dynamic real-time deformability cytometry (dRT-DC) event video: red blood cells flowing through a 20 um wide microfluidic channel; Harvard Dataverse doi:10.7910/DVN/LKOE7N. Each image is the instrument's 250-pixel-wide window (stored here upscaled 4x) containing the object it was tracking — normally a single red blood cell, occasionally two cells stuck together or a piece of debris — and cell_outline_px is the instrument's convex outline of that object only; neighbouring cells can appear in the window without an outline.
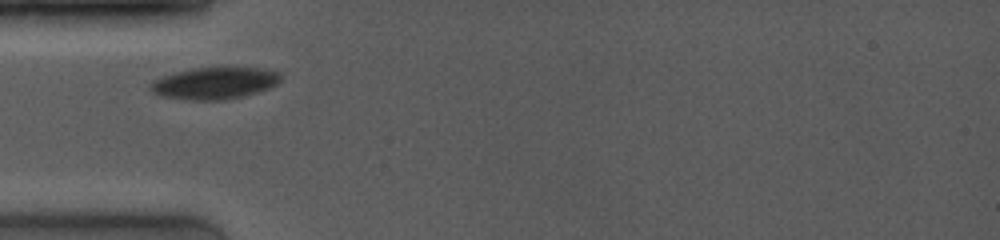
{"species": "common noctule bat (a hibernating species)", "species_latin": "Nyctalus noctula", "temperature_condition": "room temperature", "stored_images_in_passage": 7, "camera_frame_rate_fps": 4000, "um_per_image_px": 0.085, "animal": {"sex": "female", "body_mass_g": 19.0, "forearm_length_mm": 53.3}, "frame": {"image": 1, "passage_image": 1, "time_ms": 0.0, "image_size_px": [1000, 240], "cell_outline_px": [[280, 80], [276, 84], [268, 88], [244, 96], [224, 100], [192, 100], [160, 96], [152, 92], [148, 88], [148, 84], [152, 80], [176, 72], [192, 68], [216, 64], [260, 68], [280, 72]], "centroid_in_image_um": [18.22, 7.02], "position_along_channel_um": 66.8, "area_um2": 25.09}}